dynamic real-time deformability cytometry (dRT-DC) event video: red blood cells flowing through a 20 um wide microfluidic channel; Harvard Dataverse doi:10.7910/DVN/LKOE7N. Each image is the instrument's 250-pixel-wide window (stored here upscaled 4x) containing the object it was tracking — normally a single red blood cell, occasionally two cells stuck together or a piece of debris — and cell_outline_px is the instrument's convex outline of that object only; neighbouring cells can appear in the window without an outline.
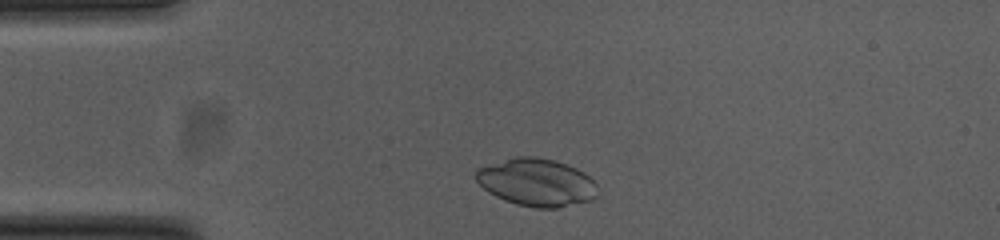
{"species": "common noctule bat (a hibernating species)", "species_latin": "Nyctalus noctula", "temperature_condition": "cold", "stored_images_in_passage": 34, "camera_frame_rate_fps": 3000, "um_per_image_px": 0.085, "animal": {"sex": "female", "body_mass_g": 23.0, "forearm_length_mm": 53.4}, "frame": {"image": 1, "passage_image": 2, "time_ms": 0.333, "image_size_px": [1000, 240], "cell_outline_px": [[596, 196], [592, 200], [556, 208], [536, 208], [516, 204], [504, 200], [488, 192], [472, 176], [476, 168], [516, 156], [532, 156], [552, 160], [576, 168], [584, 172], [596, 184]], "centroid_in_image_um": [45.57, 15.5], "position_along_channel_um": 39.4, "area_um2": 33.7}}
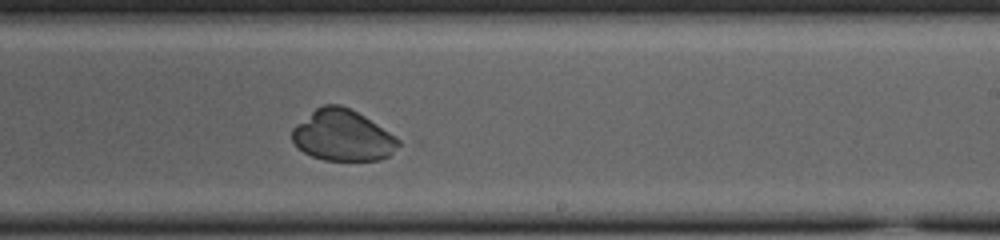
{"frame": {"image": 2, "passage_image": 22, "time_ms": 7.0, "image_size_px": [1000, 240], "cell_outline_px": [[400, 144], [388, 156], [380, 160], [324, 160], [312, 156], [296, 148], [292, 140], [292, 128], [296, 124], [316, 108], [324, 104], [340, 104], [364, 116], [396, 136], [400, 140]], "centroid_in_image_um": [29.1, 11.52], "position_along_channel_um": 259.9, "area_um2": 31.56}}
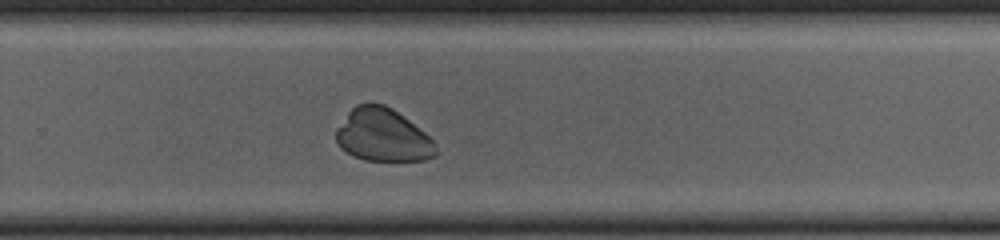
{"frame": {"image": 3, "passage_image": 25, "time_ms": 8.0, "image_size_px": [1000, 240], "cell_outline_px": [[440, 152], [436, 156], [424, 160], [364, 160], [352, 156], [340, 148], [336, 140], [336, 128], [348, 112], [356, 104], [384, 104], [392, 108], [424, 132], [436, 144]], "centroid_in_image_um": [32.53, 11.51], "position_along_channel_um": 297.3, "area_um2": 30.75}}